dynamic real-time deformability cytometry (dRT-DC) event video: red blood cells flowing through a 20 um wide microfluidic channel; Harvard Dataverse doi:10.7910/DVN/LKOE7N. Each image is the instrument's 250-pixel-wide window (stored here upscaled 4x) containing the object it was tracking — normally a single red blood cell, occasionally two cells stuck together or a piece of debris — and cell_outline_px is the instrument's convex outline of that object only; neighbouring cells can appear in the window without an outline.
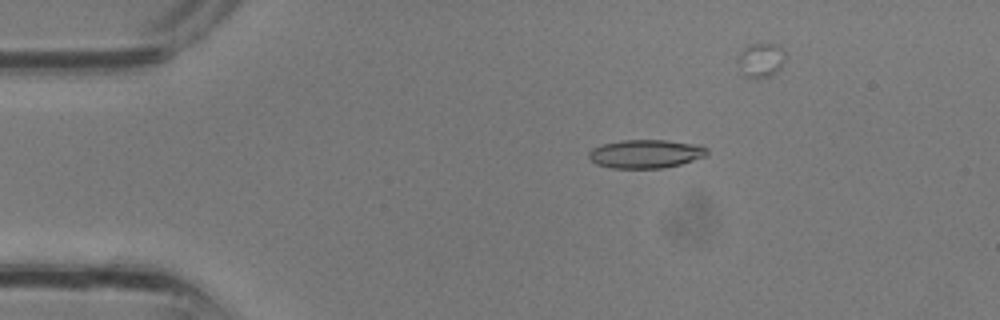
{"species": "common noctule bat (a hibernating species)", "species_latin": "Nyctalus noctula", "temperature_condition": "room temperature", "stored_images_in_passage": 26, "camera_frame_rate_fps": 3000, "um_per_image_px": 0.085, "animal": {"sex": "male", "body_mass_g": 13.3}, "frame": {"image": 1, "passage_image": 6, "time_ms": 1.667, "image_size_px": [1000, 320], "cell_outline_px": [[708, 152], [704, 156], [680, 164], [664, 168], [612, 168], [596, 164], [588, 156], [588, 152], [592, 148], [600, 144], [620, 140], [664, 140], [700, 144], [708, 148]], "centroid_in_image_um": [54.87, 13.06], "position_along_channel_um": 30.1, "area_um2": 19.77}}
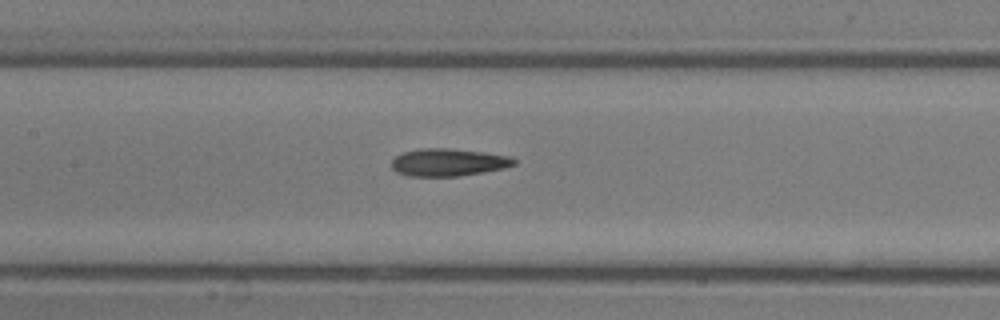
{"frame": {"image": 2, "passage_image": 15, "time_ms": 4.667, "image_size_px": [1000, 320], "cell_outline_px": [[516, 164], [504, 168], [484, 172], [460, 176], [408, 176], [396, 172], [392, 168], [392, 160], [396, 156], [404, 152], [420, 148], [448, 148], [484, 152], [512, 156], [516, 160]], "centroid_in_image_um": [38.13, 13.8], "position_along_channel_um": 169.3, "area_um2": 19.77}}
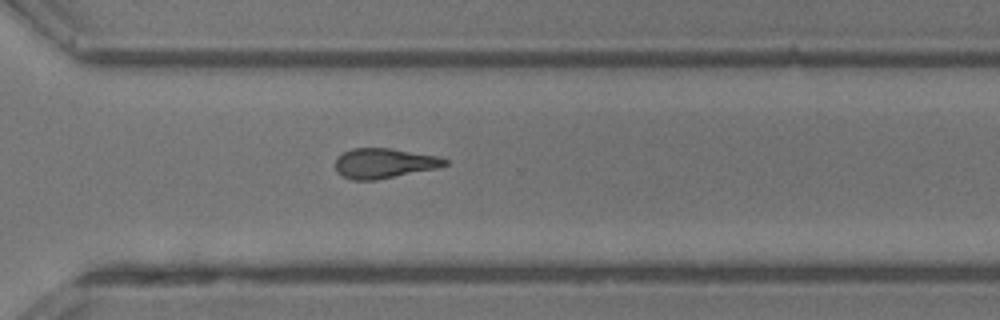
{"frame": {"image": 3, "passage_image": 23, "time_ms": 7.333, "image_size_px": [1000, 320], "cell_outline_px": [[448, 164], [436, 168], [376, 180], [352, 180], [336, 172], [336, 156], [352, 148], [388, 148], [440, 156], [448, 160]], "centroid_in_image_um": [32.64, 13.87], "position_along_channel_um": 338.0, "area_um2": 19.07}}